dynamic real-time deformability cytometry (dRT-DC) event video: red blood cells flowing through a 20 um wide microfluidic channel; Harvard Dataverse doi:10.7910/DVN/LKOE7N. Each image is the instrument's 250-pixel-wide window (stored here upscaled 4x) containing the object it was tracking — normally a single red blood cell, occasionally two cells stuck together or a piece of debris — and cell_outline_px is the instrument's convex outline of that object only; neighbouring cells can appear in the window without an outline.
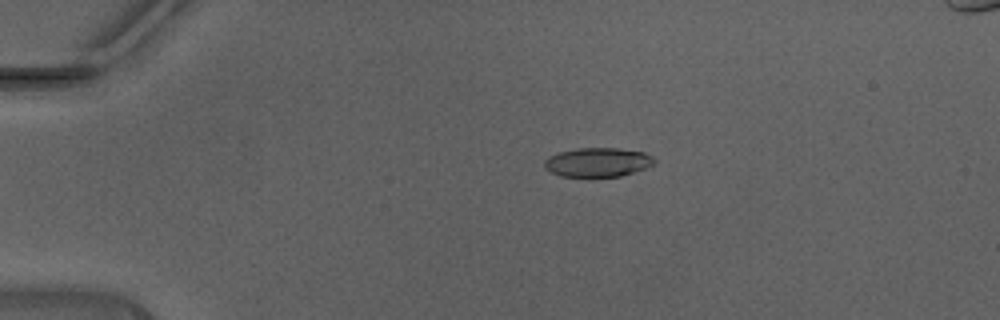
{"species": "Egyptian fruit bat (a non-hibernating species)", "species_latin": "Rousettus aegyptiacus", "temperature_condition": "warm", "stored_images_in_passage": 31, "camera_frame_rate_fps": 3000, "um_per_image_px": 0.085, "animal": {"sex": "male"}, "frame": {"image": 1, "passage_image": 1, "time_ms": 0.0, "image_size_px": [1000, 320], "cell_outline_px": [[656, 164], [648, 168], [620, 176], [560, 176], [544, 168], [544, 160], [548, 156], [560, 152], [576, 148], [620, 148], [644, 152], [652, 156], [656, 160]], "centroid_in_image_um": [50.84, 13.78], "position_along_channel_um": 34.2, "area_um2": 18.79}}
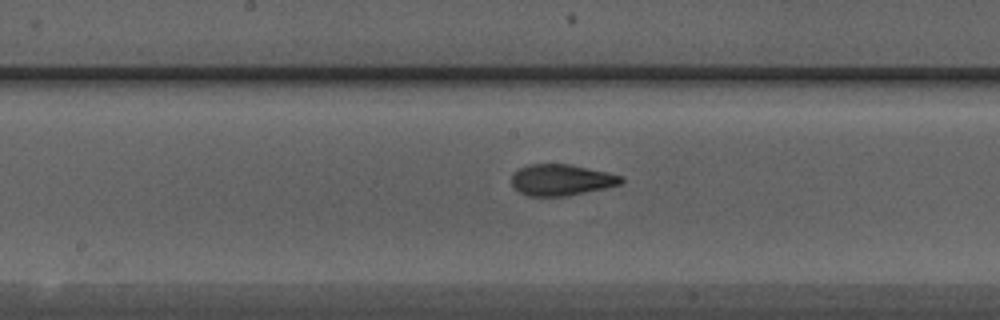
{"frame": {"image": 2, "passage_image": 16, "time_ms": 5.0, "image_size_px": [1000, 320], "cell_outline_px": [[624, 180], [620, 184], [604, 188], [568, 196], [528, 196], [512, 188], [512, 172], [528, 164], [568, 164], [608, 172], [624, 176]], "centroid_in_image_um": [47.69, 15.29], "position_along_channel_um": 200.5, "area_um2": 20.06}}
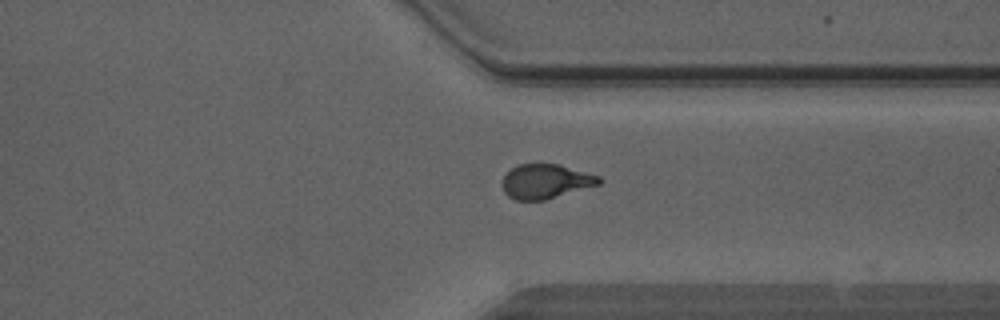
{"frame": {"image": 3, "passage_image": 27, "time_ms": 8.667, "image_size_px": [1000, 320], "cell_outline_px": [[604, 180], [600, 184], [544, 200], [516, 200], [508, 196], [504, 192], [504, 176], [512, 168], [520, 164], [560, 164], [600, 176]], "centroid_in_image_um": [46.43, 15.41], "position_along_channel_um": 365.0, "area_um2": 19.25}, "authors_computed_cell_mechanics": {"area_um2": 19.8254, "velocity_mm_per_s": 4.4964, "shape_relaxation_time_tau1_ms": 4.5038, "shape_relaxation_time_tau2_ms": 1.1548, "deformation_change_tau1": 0.1873, "deformation_change_tau2": 0.0858}}